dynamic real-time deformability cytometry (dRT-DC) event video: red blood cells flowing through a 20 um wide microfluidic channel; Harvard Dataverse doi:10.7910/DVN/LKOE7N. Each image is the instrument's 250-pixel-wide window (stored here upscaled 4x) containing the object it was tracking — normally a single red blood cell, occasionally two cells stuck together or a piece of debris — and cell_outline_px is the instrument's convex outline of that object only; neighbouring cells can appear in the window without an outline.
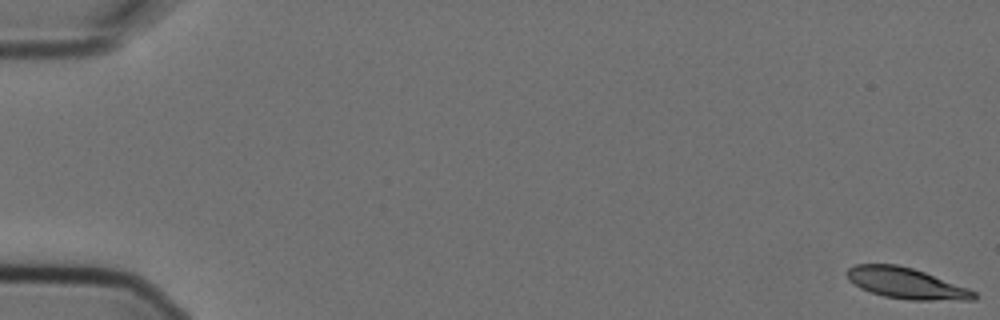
{"species": "Egyptian fruit bat (a non-hibernating species)", "species_latin": "Rousettus aegyptiacus", "temperature_condition": "cold", "stored_images_in_passage": 5, "camera_frame_rate_fps": 3000, "um_per_image_px": 0.085, "animal": {"sex": "female"}, "frame": {"image": 1, "passage_image": 1, "time_ms": 0.0, "image_size_px": [1000, 320], "cell_outline_px": [[976, 300], [908, 300], [884, 296], [860, 288], [848, 280], [844, 272], [848, 268], [856, 264], [896, 264], [912, 268], [924, 272], [968, 288], [976, 292]], "centroid_in_image_um": [76.99, 24.08], "position_along_channel_um": 8.0, "area_um2": 22.89}}
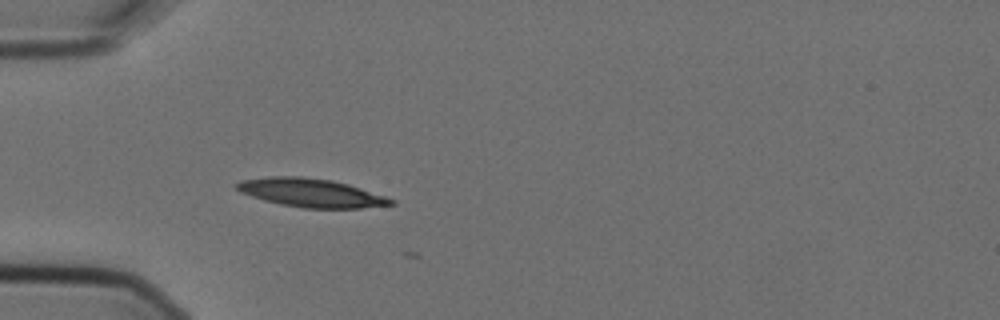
{"frame": {"image": 2, "passage_image": 5, "time_ms": 1.333, "image_size_px": [1000, 320], "cell_outline_px": [[396, 204], [360, 208], [304, 208], [280, 204], [264, 200], [240, 192], [236, 188], [236, 184], [240, 180], [272, 176], [300, 176], [332, 180], [348, 184], [396, 200]], "centroid_in_image_um": [26.44, 16.39], "position_along_channel_um": 58.6, "area_um2": 25.49}}